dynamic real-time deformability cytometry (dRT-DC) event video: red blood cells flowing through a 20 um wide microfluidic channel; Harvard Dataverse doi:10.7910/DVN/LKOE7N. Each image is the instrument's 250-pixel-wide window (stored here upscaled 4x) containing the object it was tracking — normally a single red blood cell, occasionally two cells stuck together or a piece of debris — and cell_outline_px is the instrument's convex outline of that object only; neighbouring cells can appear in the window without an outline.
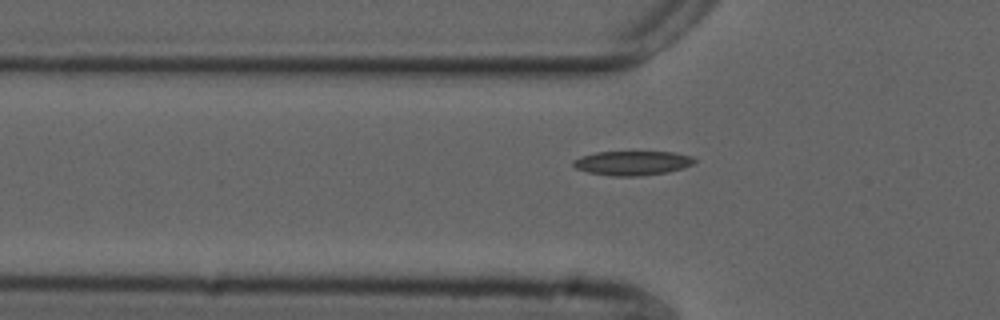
{"species": "common noctule bat (a hibernating species)", "species_latin": "Nyctalus noctula", "temperature_condition": "cold", "stored_images_in_passage": 41, "camera_frame_rate_fps": 3000, "um_per_image_px": 0.085, "animal": {"sex": "male", "forearm_length_mm": 52.5}, "frame": {"image": 1, "passage_image": 8, "time_ms": 2.333, "image_size_px": [1000, 320], "cell_outline_px": [[696, 160], [692, 164], [684, 168], [668, 172], [640, 176], [612, 176], [588, 172], [576, 168], [572, 164], [572, 160], [580, 156], [596, 152], [676, 152], [692, 156]], "centroid_in_image_um": [53.75, 13.86], "position_along_channel_um": 72.1, "area_um2": 17.28}}
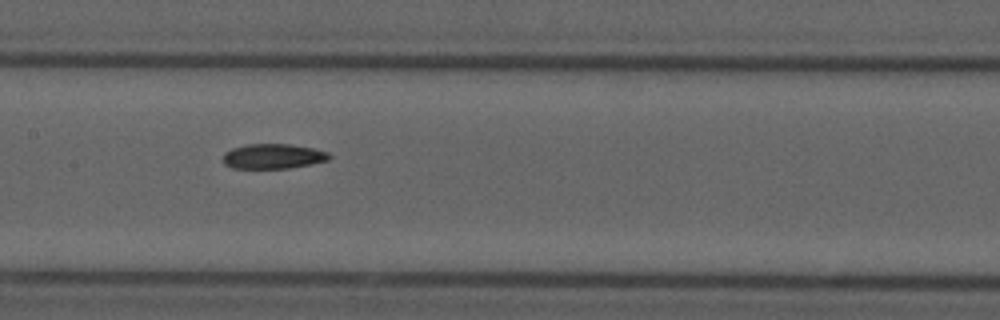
{"frame": {"image": 2, "passage_image": 17, "time_ms": 5.333, "image_size_px": [1000, 320], "cell_outline_px": [[332, 156], [328, 160], [312, 164], [288, 168], [232, 168], [224, 164], [224, 152], [232, 148], [248, 144], [288, 144], [312, 148], [328, 152]], "centroid_in_image_um": [23.22, 13.28], "position_along_channel_um": 184.2, "area_um2": 15.37}}
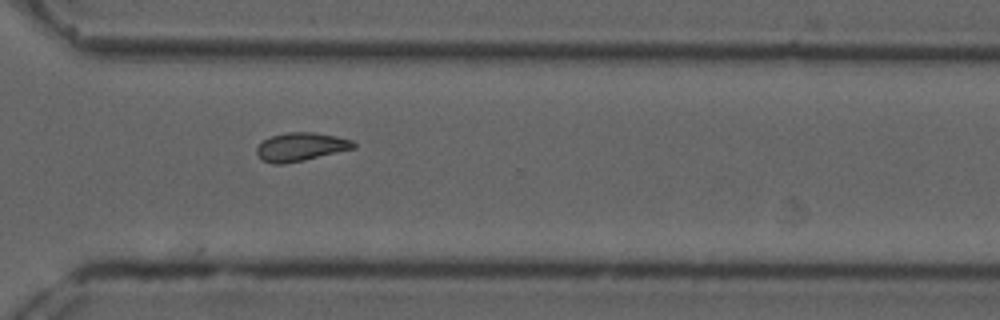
{"frame": {"image": 3, "passage_image": 30, "time_ms": 9.667, "image_size_px": [1000, 320], "cell_outline_px": [[356, 148], [304, 160], [284, 164], [272, 164], [260, 160], [256, 152], [256, 148], [264, 140], [272, 136], [288, 132], [312, 132], [336, 136], [352, 140], [356, 144]], "centroid_in_image_um": [25.56, 12.49], "position_along_channel_um": 345.0, "area_um2": 16.07}, "authors_computed_cell_mechanics": {"area_um2": 16.0106, "velocity_mm_per_s": 3.7167, "shape_relaxation_time_tau1_ms": null, "shape_relaxation_time_tau2_ms": 5.9232, "deformation_change_tau1": null, "deformation_change_tau2": 0.0976}}